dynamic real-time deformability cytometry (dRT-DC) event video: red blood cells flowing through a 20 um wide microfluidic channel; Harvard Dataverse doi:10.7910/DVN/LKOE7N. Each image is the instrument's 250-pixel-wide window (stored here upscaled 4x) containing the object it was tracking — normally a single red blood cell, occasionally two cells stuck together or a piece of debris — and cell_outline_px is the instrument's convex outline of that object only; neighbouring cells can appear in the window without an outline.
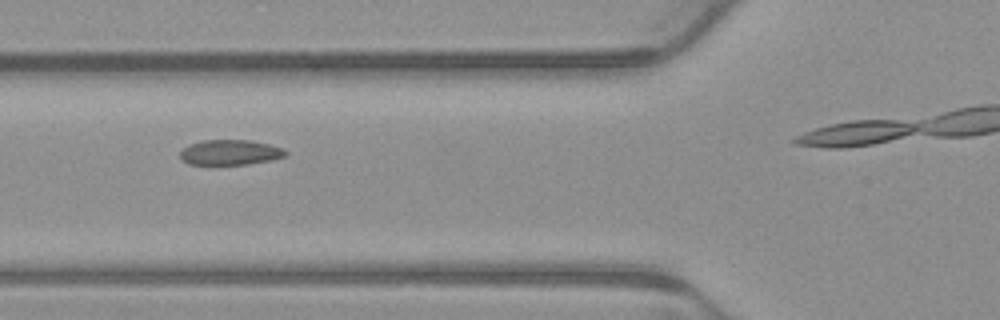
{"species": "common noctule bat (a hibernating species)", "species_latin": "Nyctalus noctula", "temperature_condition": "warm", "stored_images_in_passage": 6, "camera_frame_rate_fps": 3000, "um_per_image_px": 0.085, "animal": {"sex": "male", "body_mass_g": 23.1, "forearm_length_mm": 52.7}, "frame": {"image": 1, "passage_image": 5, "time_ms": 1.333, "image_size_px": [1000, 320], "cell_outline_px": [[288, 156], [272, 160], [248, 164], [188, 164], [180, 160], [180, 152], [188, 144], [204, 140], [252, 140], [284, 148], [288, 152]], "centroid_in_image_um": [19.59, 12.95], "position_along_channel_um": 106.2, "area_um2": 15.66}}